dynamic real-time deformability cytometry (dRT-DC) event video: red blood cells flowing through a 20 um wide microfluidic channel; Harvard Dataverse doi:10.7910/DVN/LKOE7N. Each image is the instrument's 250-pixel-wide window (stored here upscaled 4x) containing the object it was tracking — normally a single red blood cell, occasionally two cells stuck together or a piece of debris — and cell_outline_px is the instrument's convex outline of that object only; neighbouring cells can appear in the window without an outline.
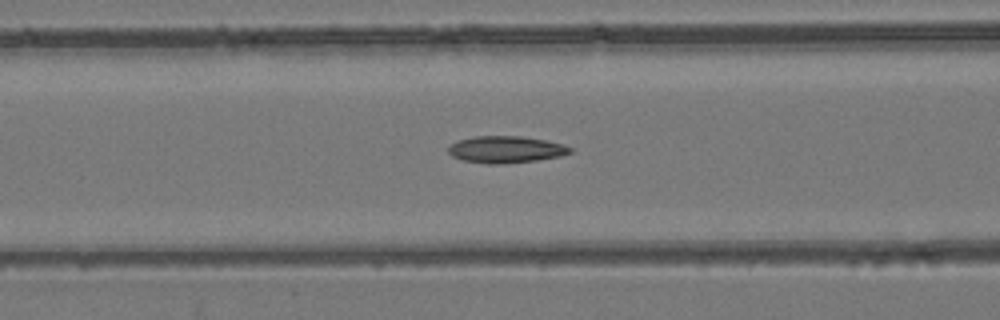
{"species": "common noctule bat (a hibernating species)", "species_latin": "Nyctalus noctula", "temperature_condition": "room temperature", "stored_images_in_passage": 55, "camera_frame_rate_fps": 3000, "um_per_image_px": 0.085, "animal": {"sex": "female", "body_mass_g": 24.6, "forearm_length_mm": 56.2}, "frame": {"image": 1, "passage_image": 23, "time_ms": 7.333, "image_size_px": [1000, 320], "cell_outline_px": [[572, 152], [560, 156], [536, 160], [500, 164], [488, 164], [464, 160], [452, 156], [448, 152], [448, 148], [452, 144], [460, 140], [472, 136], [520, 136], [544, 140], [564, 144], [572, 148]], "centroid_in_image_um": [43.0, 12.7], "position_along_channel_um": 123.6, "area_um2": 18.9}}
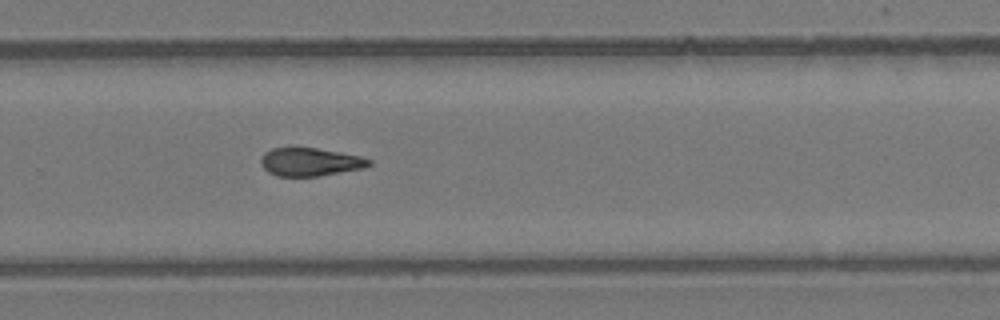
{"frame": {"image": 2, "passage_image": 37, "time_ms": 12.0, "image_size_px": [1000, 320], "cell_outline_px": [[372, 164], [364, 168], [316, 176], [276, 176], [268, 172], [260, 164], [260, 160], [264, 152], [272, 148], [288, 144], [292, 144], [340, 152], [360, 156], [372, 160]], "centroid_in_image_um": [26.29, 13.71], "position_along_channel_um": 303.5, "area_um2": 18.38}}
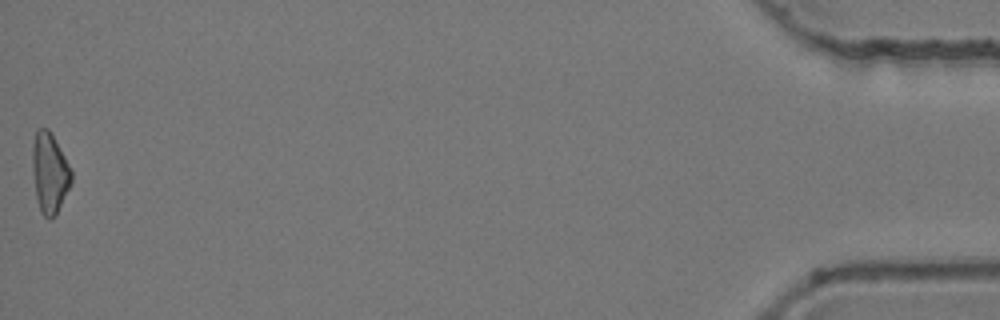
{"frame": {"image": 3, "passage_image": 55, "time_ms": 18.0, "image_size_px": [1000, 320], "cell_outline_px": [[72, 184], [52, 220], [48, 220], [40, 212], [36, 200], [32, 172], [32, 144], [36, 128], [48, 128], [64, 156], [72, 172]], "centroid_in_image_um": [4.19, 14.72], "position_along_channel_um": 431.0, "area_um2": 18.44}, "authors_computed_cell_mechanics": {"area_um2": 18.6116, "velocity_mm_per_s": 3.8564, "shape_relaxation_time_tau1_ms": null, "shape_relaxation_time_tau2_ms": 4.3778, "deformation_change_tau1": null, "deformation_change_tau2": 0.1323}}